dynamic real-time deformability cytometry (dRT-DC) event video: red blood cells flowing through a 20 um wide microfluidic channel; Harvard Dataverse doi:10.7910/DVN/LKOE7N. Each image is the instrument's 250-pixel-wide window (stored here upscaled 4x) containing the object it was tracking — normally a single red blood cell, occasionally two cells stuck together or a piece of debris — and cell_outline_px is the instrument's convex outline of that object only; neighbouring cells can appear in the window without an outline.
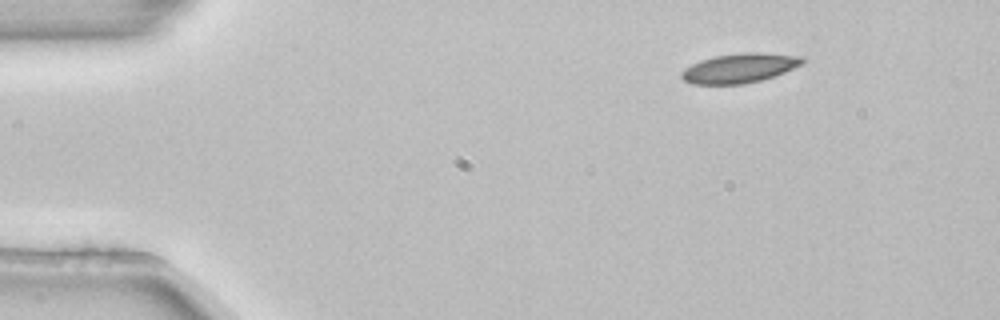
{"species": "common noctule bat (a hibernating species)", "species_latin": "Nyctalus noctula", "temperature_condition": "room temperature", "stored_images_in_passage": 4, "segment_of_instrument_passage": [2, 2], "camera_frame_rate_fps": 3000, "um_per_image_px": 0.085, "animal": {"sex": "female", "body_mass_g": 22.7, "forearm_length_mm": 54.2}, "frame": {"image": 1, "passage_image": 4, "time_ms": 1.0, "image_size_px": [1000, 320], "cell_outline_px": [[804, 60], [800, 64], [784, 72], [760, 80], [744, 84], [692, 84], [684, 80], [680, 76], [680, 72], [684, 68], [700, 60], [716, 56], [744, 52], [760, 52], [804, 56]], "centroid_in_image_um": [62.82, 5.78], "position_along_channel_um": 22.2, "area_um2": 20.63}}